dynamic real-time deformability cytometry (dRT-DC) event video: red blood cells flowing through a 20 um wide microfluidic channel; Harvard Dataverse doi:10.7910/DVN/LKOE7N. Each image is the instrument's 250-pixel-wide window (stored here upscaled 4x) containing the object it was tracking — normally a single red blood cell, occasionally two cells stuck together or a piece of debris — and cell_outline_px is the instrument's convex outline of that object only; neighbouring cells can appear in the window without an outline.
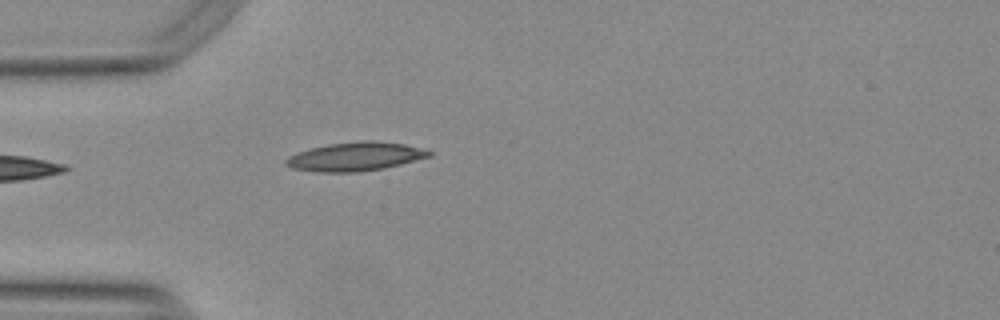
{"species": "Egyptian fruit bat (a non-hibernating species)", "species_latin": "Rousettus aegyptiacus", "temperature_condition": "warm", "stored_images_in_passage": 8, "camera_frame_rate_fps": 3000, "um_per_image_px": 0.085, "animal": {"sex": "female"}, "frame": {"image": 1, "passage_image": 1, "time_ms": 0.0, "image_size_px": [1000, 320], "cell_outline_px": [[432, 156], [384, 168], [356, 172], [316, 172], [292, 168], [284, 164], [284, 160], [288, 156], [296, 152], [308, 148], [328, 144], [360, 140], [376, 140], [404, 144], [428, 148], [432, 152]], "centroid_in_image_um": [30.2, 13.29], "position_along_channel_um": 54.8, "area_um2": 24.39}}
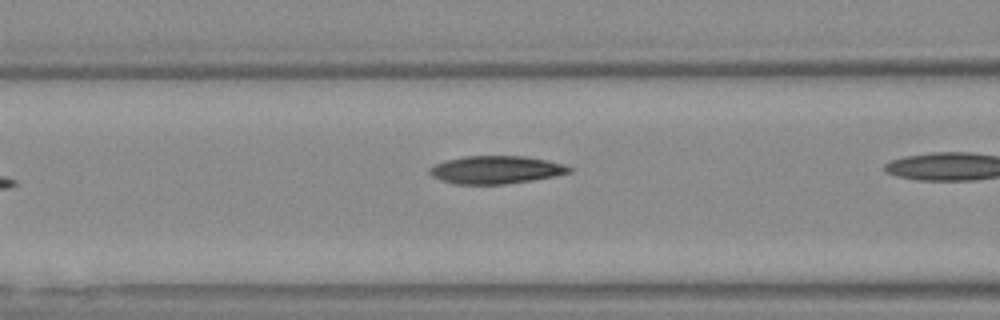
{"frame": {"image": 2, "passage_image": 4, "time_ms": 1.0, "image_size_px": [1000, 320], "cell_outline_px": [[572, 172], [532, 180], [504, 184], [456, 184], [440, 180], [432, 176], [428, 172], [428, 168], [432, 164], [444, 160], [464, 156], [524, 156], [548, 160], [572, 168]], "centroid_in_image_um": [42.07, 14.42], "position_along_channel_um": 124.5, "area_um2": 22.72}}
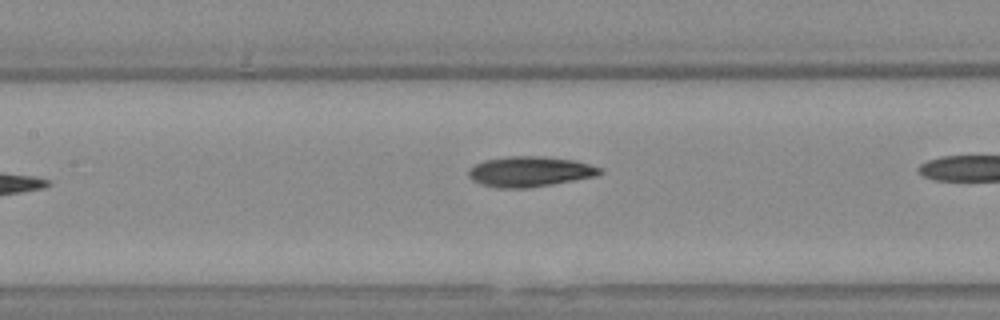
{"frame": {"image": 3, "passage_image": 7, "time_ms": 2.0, "image_size_px": [1000, 320], "cell_outline_px": [[604, 172], [596, 176], [552, 184], [528, 188], [496, 188], [480, 184], [472, 180], [468, 176], [468, 168], [484, 160], [508, 156], [544, 156], [576, 160], [604, 168]], "centroid_in_image_um": [45.05, 14.58], "position_along_channel_um": 162.4, "area_um2": 23.52}}